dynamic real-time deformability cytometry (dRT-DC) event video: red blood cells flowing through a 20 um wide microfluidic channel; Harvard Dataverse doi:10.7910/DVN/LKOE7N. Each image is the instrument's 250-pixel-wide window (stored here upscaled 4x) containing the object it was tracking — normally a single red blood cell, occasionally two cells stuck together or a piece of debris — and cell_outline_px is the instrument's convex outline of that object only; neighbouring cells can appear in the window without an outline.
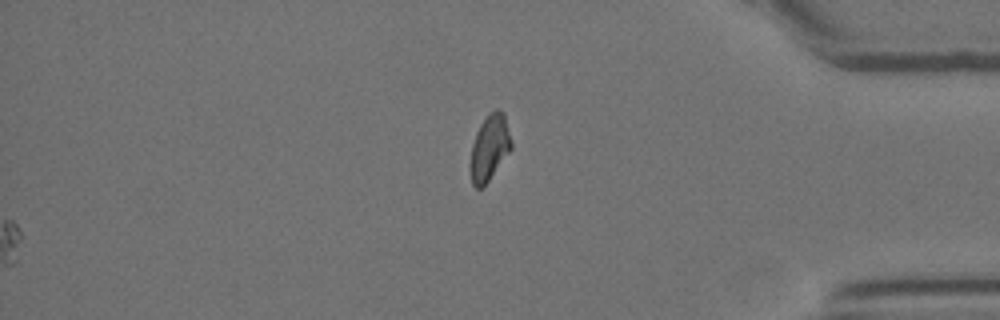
{"species": "Egyptian fruit bat (a non-hibernating species)", "species_latin": "Rousettus aegyptiacus", "temperature_condition": "room temperature", "stored_images_in_passage": 48, "camera_frame_rate_fps": 3000, "um_per_image_px": 0.085, "animal": {"sex": "female"}, "frame": {"image": 1, "passage_image": 48, "time_ms": 15.667, "image_size_px": [1000, 320], "cell_outline_px": [[512, 148], [488, 180], [480, 188], [476, 188], [472, 184], [472, 144], [476, 132], [480, 124], [488, 112], [496, 108], [504, 112], [512, 140]], "centroid_in_image_um": [41.65, 12.46], "position_along_channel_um": 393.6, "area_um2": 15.37}}